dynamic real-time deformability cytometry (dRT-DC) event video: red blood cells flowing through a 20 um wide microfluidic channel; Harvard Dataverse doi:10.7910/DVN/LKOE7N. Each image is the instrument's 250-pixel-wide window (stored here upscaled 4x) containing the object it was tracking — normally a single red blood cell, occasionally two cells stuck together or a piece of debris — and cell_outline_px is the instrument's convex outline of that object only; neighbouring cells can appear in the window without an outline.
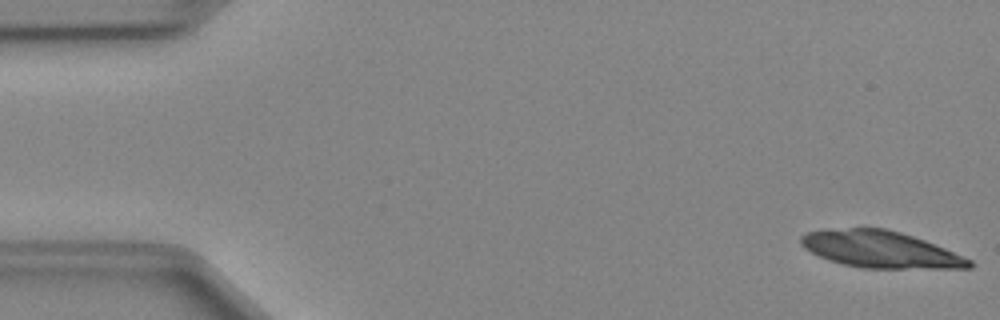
{"species": "Egyptian fruit bat (a non-hibernating species)", "species_latin": "Rousettus aegyptiacus", "temperature_condition": "cold", "stored_images_in_passage": 14, "camera_frame_rate_fps": 3000, "um_per_image_px": 0.085, "animal": {"sex": "female"}, "frame": {"image": 1, "passage_image": 1, "time_ms": 0.0, "image_size_px": [1000, 320], "cell_outline_px": [[972, 268], [860, 268], [828, 260], [804, 248], [800, 244], [800, 236], [804, 232], [848, 228], [884, 228], [900, 232], [924, 240], [944, 248], [972, 260]], "centroid_in_image_um": [74.81, 21.2], "position_along_channel_um": 10.2, "area_um2": 35.72}}